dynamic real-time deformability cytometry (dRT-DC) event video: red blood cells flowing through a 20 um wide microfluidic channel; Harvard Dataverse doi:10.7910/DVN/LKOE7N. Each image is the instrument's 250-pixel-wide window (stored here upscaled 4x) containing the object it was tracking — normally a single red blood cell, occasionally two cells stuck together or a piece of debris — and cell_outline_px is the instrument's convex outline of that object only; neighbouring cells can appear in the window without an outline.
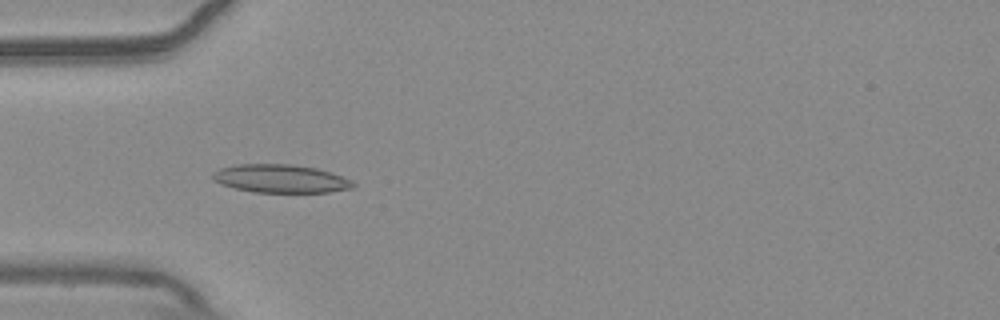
{"species": "common noctule bat (a hibernating species)", "species_latin": "Nyctalus noctula", "temperature_condition": "warm", "stored_images_in_passage": 46, "camera_frame_rate_fps": 3000, "um_per_image_px": 0.085, "animal": {"sex": "male", "body_mass_g": 20.4}, "frame": {"image": 1, "passage_image": 8, "time_ms": 2.333, "image_size_px": [1000, 320], "cell_outline_px": [[356, 184], [352, 188], [328, 192], [252, 192], [220, 184], [212, 180], [212, 172], [220, 168], [236, 164], [292, 164], [316, 168], [352, 180]], "centroid_in_image_um": [23.8, 15.18], "position_along_channel_um": 61.2, "area_um2": 23.06}}
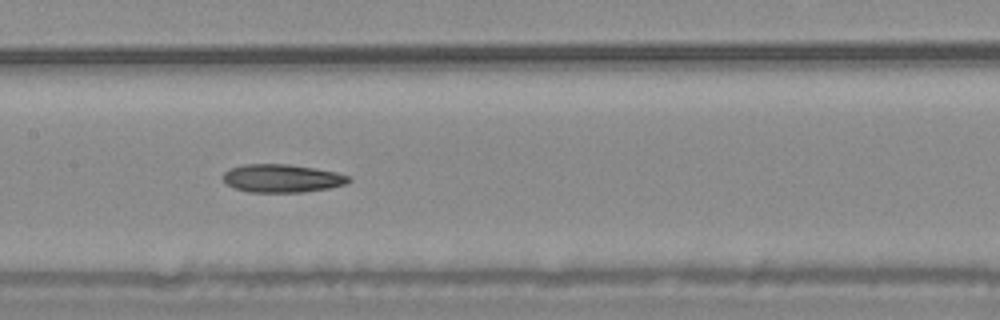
{"frame": {"image": 2, "passage_image": 18, "time_ms": 5.667, "image_size_px": [1000, 320], "cell_outline_px": [[352, 180], [344, 184], [328, 188], [304, 192], [248, 192], [224, 184], [224, 172], [228, 168], [244, 164], [288, 164], [316, 168], [336, 172], [348, 176]], "centroid_in_image_um": [23.94, 15.15], "position_along_channel_um": 183.5, "area_um2": 20.63}}
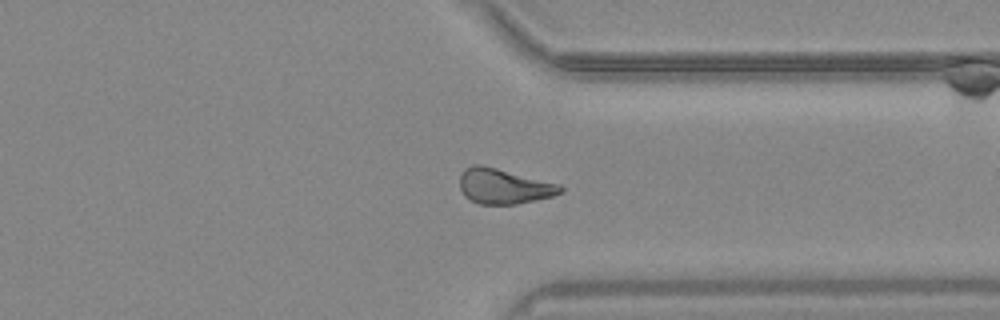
{"frame": {"image": 3, "passage_image": 33, "time_ms": 10.667, "image_size_px": [1000, 320], "cell_outline_px": [[564, 192], [552, 196], [536, 200], [516, 204], [480, 204], [468, 200], [464, 196], [460, 188], [460, 172], [464, 168], [472, 164], [480, 164], [560, 184], [564, 188]], "centroid_in_image_um": [42.8, 15.83], "position_along_channel_um": 368.6, "area_um2": 20.81}}